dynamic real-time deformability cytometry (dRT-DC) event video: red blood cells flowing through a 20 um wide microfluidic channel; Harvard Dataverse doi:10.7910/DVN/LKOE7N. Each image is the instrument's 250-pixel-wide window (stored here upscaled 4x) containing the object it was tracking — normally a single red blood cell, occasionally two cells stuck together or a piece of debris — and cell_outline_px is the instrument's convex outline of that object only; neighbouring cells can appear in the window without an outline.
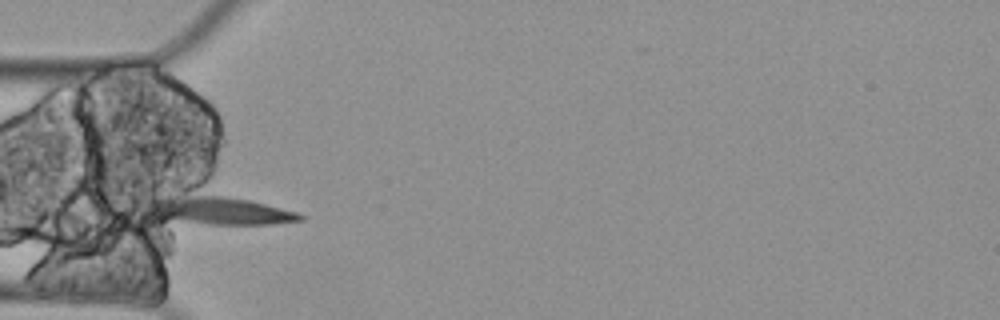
{"species": "Egyptian fruit bat (a non-hibernating species)", "species_latin": "Rousettus aegyptiacus", "temperature_condition": "cold", "stored_images_in_passage": 6, "camera_frame_rate_fps": 3000, "um_per_image_px": 0.085, "animal": {"sex": "female"}, "frame": {"image": 1, "passage_image": 5, "time_ms": 1.333, "image_size_px": [1000, 320], "cell_outline_px": [[304, 220], [268, 224], [208, 224], [168, 220], [140, 204], [144, 200], [152, 196], [224, 196], [248, 200], [296, 212], [304, 216]], "centroid_in_image_um": [18.54, 17.89], "position_along_channel_um": 66.5, "area_um2": 24.51}}
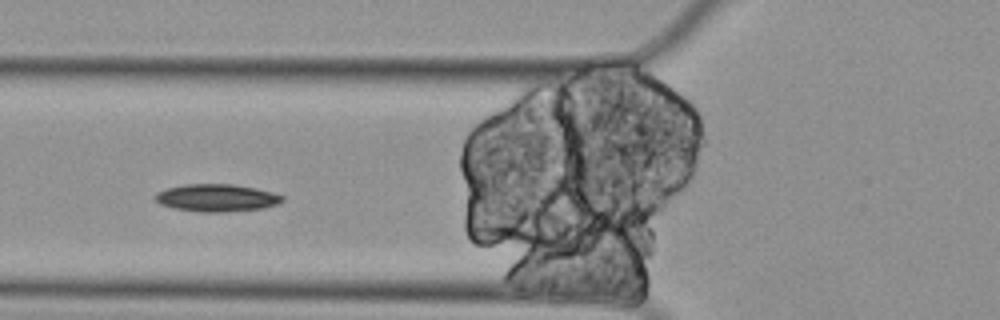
{"frame": {"image": 2, "passage_image": 6, "time_ms": 1.667, "image_size_px": [1000, 320], "cell_outline_px": [[284, 200], [276, 204], [264, 208], [220, 212], [200, 212], [172, 208], [160, 204], [152, 196], [156, 192], [168, 188], [184, 184], [232, 184], [272, 192], [284, 196]], "centroid_in_image_um": [18.37, 16.82], "position_along_channel_um": 107.4, "area_um2": 20.29}}